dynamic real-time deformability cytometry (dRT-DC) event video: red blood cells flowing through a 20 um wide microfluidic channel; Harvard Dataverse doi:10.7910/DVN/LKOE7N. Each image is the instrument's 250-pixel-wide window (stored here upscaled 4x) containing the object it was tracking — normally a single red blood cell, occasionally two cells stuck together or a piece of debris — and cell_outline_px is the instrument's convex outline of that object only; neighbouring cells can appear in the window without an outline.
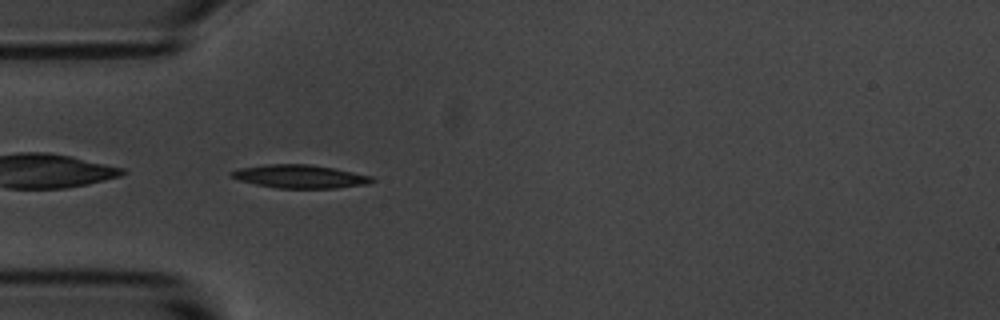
{"species": "common noctule bat (a hibernating species)", "species_latin": "Nyctalus noctula", "temperature_condition": "room temperature", "stored_images_in_passage": 40, "camera_frame_rate_fps": 3000, "um_per_image_px": 0.085, "animal": {"sex": "male", "body_mass_g": 20.1, "forearm_length_mm": 53.5}, "frame": {"image": 1, "passage_image": 1, "time_ms": 0.0, "image_size_px": [1000, 320], "cell_outline_px": [[376, 180], [368, 184], [336, 188], [276, 188], [256, 184], [240, 180], [232, 176], [228, 172], [240, 168], [264, 164], [308, 164], [332, 168], [372, 176]], "centroid_in_image_um": [25.5, 15.0], "position_along_channel_um": 59.5, "area_um2": 18.96}}
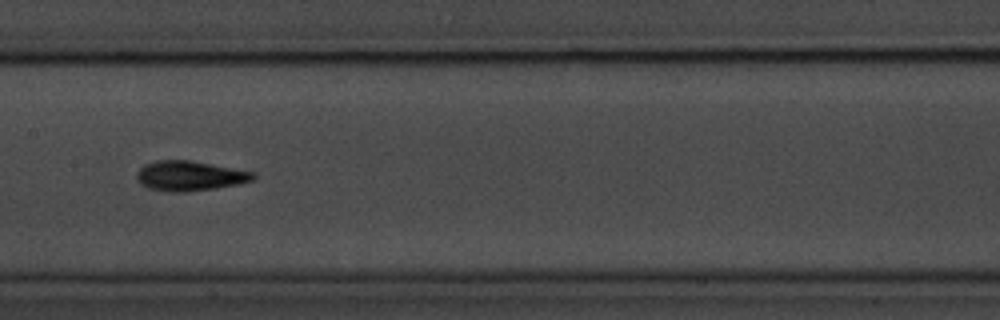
{"frame": {"image": 2, "passage_image": 12, "time_ms": 3.667, "image_size_px": [1000, 320], "cell_outline_px": [[256, 176], [252, 180], [236, 184], [216, 188], [184, 192], [168, 192], [148, 188], [140, 184], [136, 180], [136, 172], [144, 164], [160, 160], [188, 160], [256, 172]], "centroid_in_image_um": [16.09, 14.95], "position_along_channel_um": 191.3, "area_um2": 20.29}}
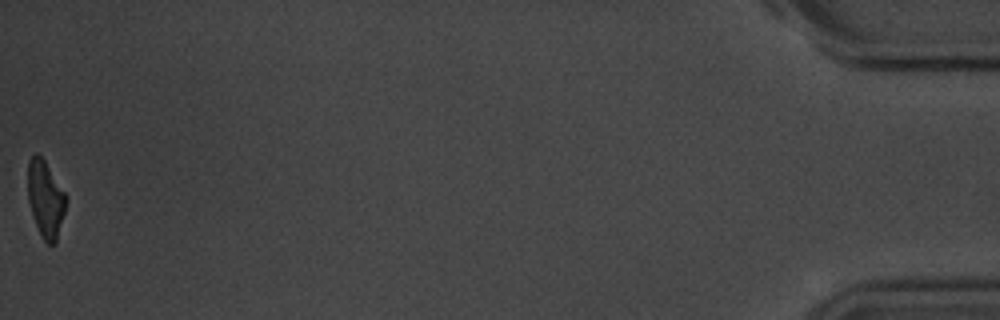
{"frame": {"image": 3, "passage_image": 40, "time_ms": 13.0, "image_size_px": [1000, 320], "cell_outline_px": [[68, 200], [56, 244], [48, 244], [44, 240], [36, 224], [28, 200], [28, 160], [36, 152], [44, 160], [68, 196]], "centroid_in_image_um": [3.9, 16.91], "position_along_channel_um": 431.3, "area_um2": 17.11}, "authors_computed_cell_mechanics": {"area_um2": 18.6405, "velocity_mm_per_s": 3.6394, "shape_relaxation_time_tau1_ms": 2.8963, "shape_relaxation_time_tau2_ms": 2.6705, "deformation_change_tau1": 0.1436, "deformation_change_tau2": 0.0947}}